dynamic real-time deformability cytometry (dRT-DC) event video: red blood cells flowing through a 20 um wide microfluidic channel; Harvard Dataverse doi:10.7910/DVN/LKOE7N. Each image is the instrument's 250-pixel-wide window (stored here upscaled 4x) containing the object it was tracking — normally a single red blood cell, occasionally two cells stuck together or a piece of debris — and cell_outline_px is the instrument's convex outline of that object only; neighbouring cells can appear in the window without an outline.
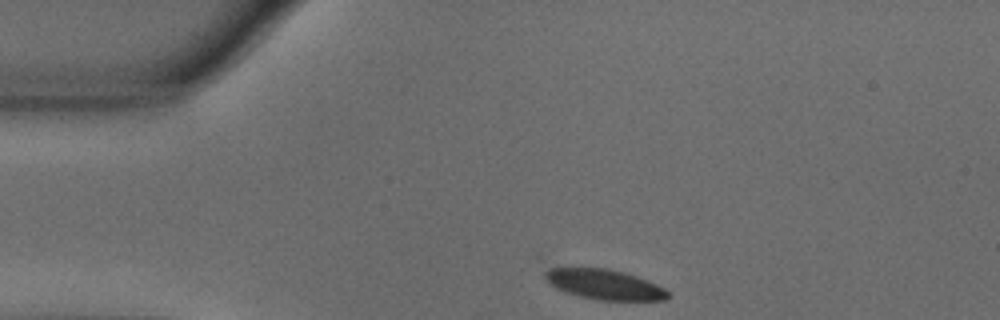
{"species": "common noctule bat (a hibernating species)", "species_latin": "Nyctalus noctula", "temperature_condition": "warm", "stored_images_in_passage": 46, "camera_frame_rate_fps": 3000, "um_per_image_px": 0.085, "animal": {"sex": "male", "body_mass_g": 18.8}, "frame": {"image": 1, "passage_image": 1, "time_ms": 0.0, "image_size_px": [1000, 320], "cell_outline_px": [[672, 296], [664, 300], [600, 300], [580, 296], [556, 288], [548, 284], [544, 276], [544, 272], [548, 268], [608, 268], [624, 272], [648, 280], [664, 288]], "centroid_in_image_um": [51.38, 24.17], "position_along_channel_um": 33.6, "area_um2": 21.5}}
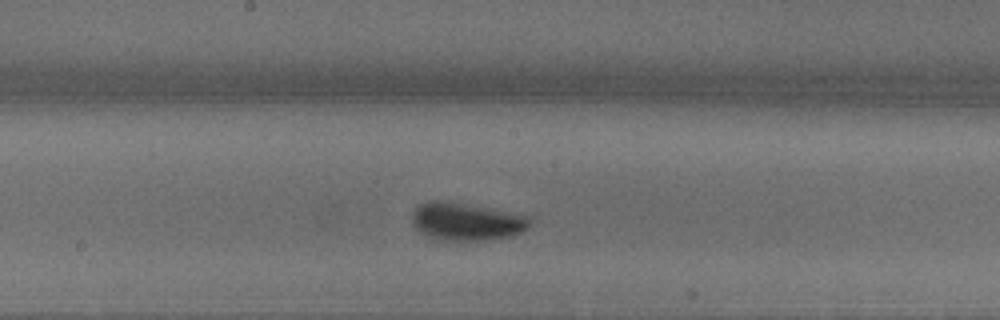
{"frame": {"image": 2, "passage_image": 19, "time_ms": 6.0, "image_size_px": [1000, 320], "cell_outline_px": [[528, 228], [512, 236], [484, 240], [432, 240], [424, 236], [416, 228], [412, 220], [412, 212], [420, 204], [432, 200], [440, 200], [488, 208], [528, 216]], "centroid_in_image_um": [39.57, 18.85], "position_along_channel_um": 208.6, "area_um2": 25.66}}
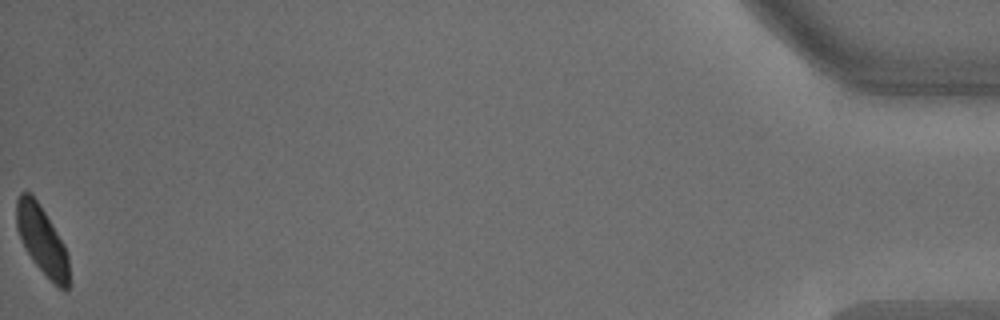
{"frame": {"image": 3, "passage_image": 46, "time_ms": 15.0, "image_size_px": [1000, 320], "cell_outline_px": [[68, 288], [64, 292], [32, 260], [24, 248], [20, 240], [16, 228], [16, 200], [20, 192], [28, 192], [40, 204], [64, 244], [68, 256]], "centroid_in_image_um": [3.54, 20.38], "position_along_channel_um": 431.7, "area_um2": 20.69}, "authors_computed_cell_mechanics": {"area_um2": 23.4379, "velocity_mm_per_s": 3.5885, "shape_relaxation_time_tau1_ms": 2.833, "shape_relaxation_time_tau2_ms": null, "deformation_change_tau1": 0.1304, "deformation_change_tau2": null}}